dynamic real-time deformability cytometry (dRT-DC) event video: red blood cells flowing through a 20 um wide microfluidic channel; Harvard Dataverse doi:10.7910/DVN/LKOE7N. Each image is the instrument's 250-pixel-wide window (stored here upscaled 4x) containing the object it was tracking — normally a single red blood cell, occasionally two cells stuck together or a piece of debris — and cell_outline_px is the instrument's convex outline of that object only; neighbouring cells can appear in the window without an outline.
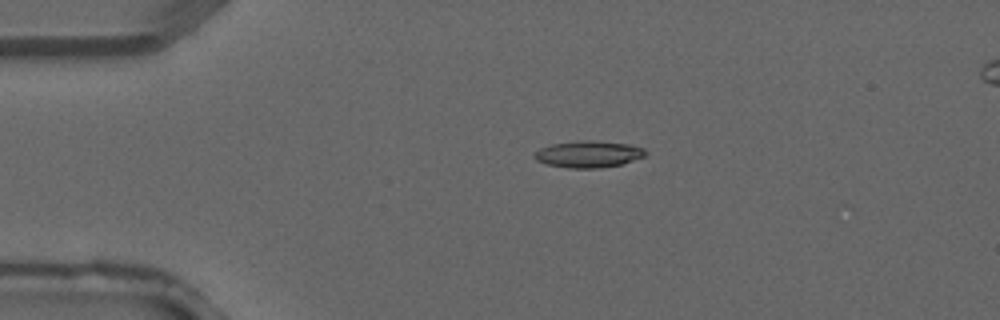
{"species": "common noctule bat (a hibernating species)", "species_latin": "Nyctalus noctula", "temperature_condition": "warm", "stored_images_in_passage": 4, "camera_frame_rate_fps": 3000, "um_per_image_px": 0.085, "animal": {"sex": "male", "forearm_length_mm": 52.5}, "frame": {"image": 1, "passage_image": 3, "time_ms": 0.667, "image_size_px": [1000, 320], "cell_outline_px": [[648, 152], [644, 156], [620, 164], [600, 168], [568, 168], [548, 164], [536, 160], [532, 156], [532, 152], [540, 148], [552, 144], [580, 140], [592, 140], [632, 144], [644, 148]], "centroid_in_image_um": [50.0, 13.09], "position_along_channel_um": 35.0, "area_um2": 17.4}}
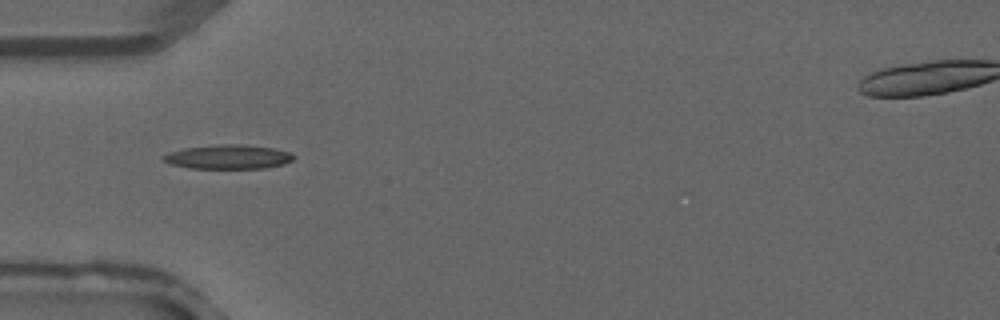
{"frame": {"image": 2, "passage_image": 4, "time_ms": 1.0, "image_size_px": [1000, 320], "cell_outline_px": [[296, 156], [292, 160], [284, 164], [264, 168], [188, 168], [172, 164], [164, 160], [160, 156], [168, 152], [184, 148], [216, 144], [240, 144], [272, 148], [288, 152]], "centroid_in_image_um": [19.37, 13.33], "position_along_channel_um": 65.6, "area_um2": 18.32}}